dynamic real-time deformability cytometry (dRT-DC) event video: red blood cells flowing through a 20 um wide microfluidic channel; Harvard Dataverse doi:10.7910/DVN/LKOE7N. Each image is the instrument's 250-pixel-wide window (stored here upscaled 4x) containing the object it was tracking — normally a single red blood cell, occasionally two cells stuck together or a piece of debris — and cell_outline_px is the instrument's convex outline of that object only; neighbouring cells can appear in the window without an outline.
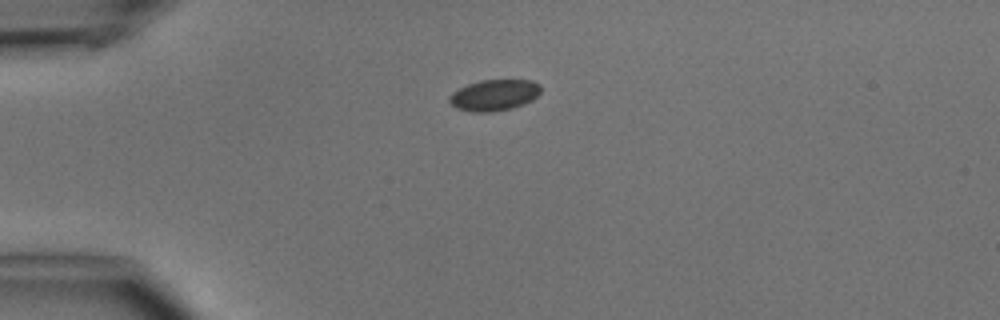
{"species": "common noctule bat (a hibernating species)", "species_latin": "Nyctalus noctula", "temperature_condition": "cold", "stored_images_in_passage": 3, "camera_frame_rate_fps": 3000, "um_per_image_px": 0.085, "animal": {"sex": "male", "body_mass_g": 15.6}, "frame": {"image": 1, "passage_image": 1, "time_ms": 0.0, "image_size_px": [1000, 320], "cell_outline_px": [[540, 92], [532, 100], [512, 108], [492, 112], [472, 112], [456, 108], [448, 100], [448, 96], [452, 92], [468, 84], [480, 80], [532, 80], [540, 84]], "centroid_in_image_um": [41.99, 8.08], "position_along_channel_um": 43.0, "area_um2": 16.59}}